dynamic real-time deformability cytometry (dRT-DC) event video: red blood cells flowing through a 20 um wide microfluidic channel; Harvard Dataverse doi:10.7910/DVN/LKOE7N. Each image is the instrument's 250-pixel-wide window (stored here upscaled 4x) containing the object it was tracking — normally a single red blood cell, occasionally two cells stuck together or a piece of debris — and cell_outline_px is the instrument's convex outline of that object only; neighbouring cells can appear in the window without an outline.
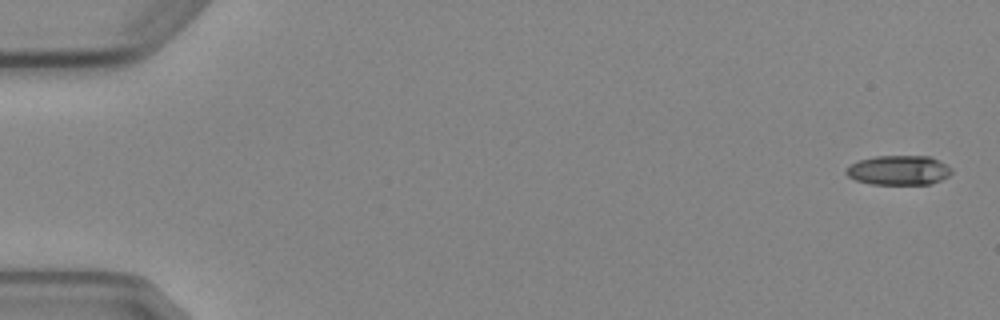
{"species": "Egyptian fruit bat (a non-hibernating species)", "species_latin": "Rousettus aegyptiacus", "temperature_condition": "cold", "stored_images_in_passage": 4, "camera_frame_rate_fps": 3000, "um_per_image_px": 0.085, "animal": {"sex": "female"}, "frame": {"image": 1, "passage_image": 1, "time_ms": 0.0, "image_size_px": [1000, 320], "cell_outline_px": [[952, 172], [948, 176], [940, 180], [928, 184], [872, 184], [856, 180], [848, 176], [844, 172], [852, 164], [860, 160], [876, 156], [928, 156], [940, 160], [952, 168]], "centroid_in_image_um": [76.42, 14.46], "position_along_channel_um": 8.6, "area_um2": 18.03}}
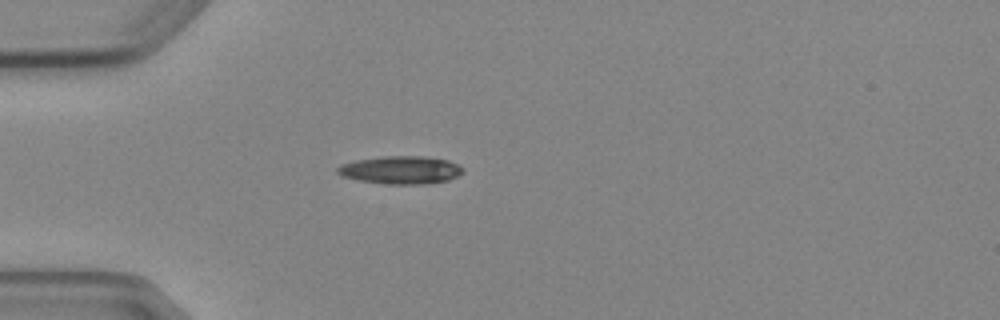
{"frame": {"image": 2, "passage_image": 4, "time_ms": 4.667, "image_size_px": [1000, 320], "cell_outline_px": [[464, 172], [448, 180], [424, 184], [388, 184], [360, 180], [340, 176], [336, 172], [336, 168], [340, 164], [356, 160], [384, 156], [424, 156], [448, 160], [464, 168]], "centroid_in_image_um": [34.04, 14.44], "position_along_channel_um": 51.0, "area_um2": 20.4}}